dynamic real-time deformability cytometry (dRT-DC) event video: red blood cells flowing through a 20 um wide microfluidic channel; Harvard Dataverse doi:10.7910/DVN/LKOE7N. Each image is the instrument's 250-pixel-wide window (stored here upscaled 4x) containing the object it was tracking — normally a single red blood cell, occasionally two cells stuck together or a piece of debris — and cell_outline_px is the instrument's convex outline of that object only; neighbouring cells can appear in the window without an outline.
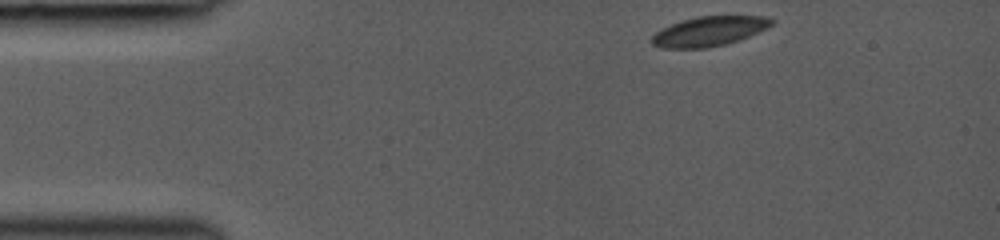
{"species": "common noctule bat (a hibernating species)", "species_latin": "Nyctalus noctula", "temperature_condition": "room temperature", "stored_images_in_passage": 40, "camera_frame_rate_fps": 3000, "um_per_image_px": 0.085, "animal": {"sex": "female", "body_mass_g": 19.0, "forearm_length_mm": 53.3}, "frame": {"image": 1, "passage_image": 1, "time_ms": 0.0, "image_size_px": [1000, 240], "cell_outline_px": [[776, 24], [768, 28], [740, 40], [708, 48], [660, 48], [652, 44], [652, 36], [656, 32], [680, 20], [696, 16], [768, 16], [776, 20]], "centroid_in_image_um": [60.34, 2.65], "position_along_channel_um": 24.7, "area_um2": 20.92}}
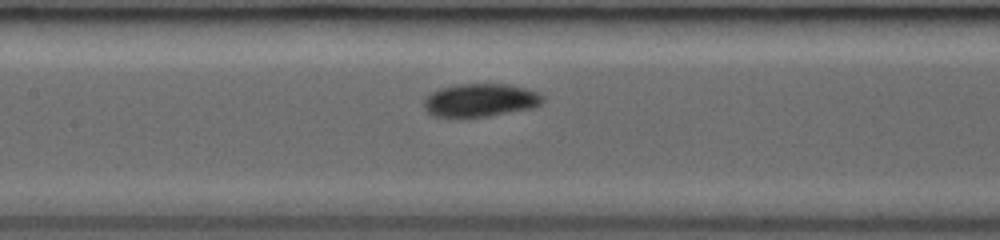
{"frame": {"image": 2, "passage_image": 15, "time_ms": 5.0, "image_size_px": [1000, 240], "cell_outline_px": [[544, 100], [540, 104], [532, 108], [488, 116], [460, 120], [432, 116], [424, 108], [424, 100], [432, 92], [440, 88], [456, 84], [508, 84], [524, 88], [536, 92], [544, 96]], "centroid_in_image_um": [40.77, 8.55], "position_along_channel_um": 166.6, "area_um2": 23.47}}
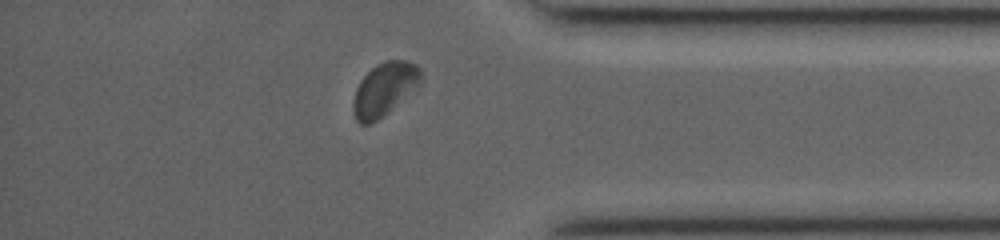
{"frame": {"image": 3, "passage_image": 35, "time_ms": 10.667, "image_size_px": [1000, 240], "cell_outline_px": [[424, 84], [420, 88], [372, 124], [360, 124], [356, 120], [352, 108], [352, 104], [356, 88], [360, 80], [376, 64], [384, 60], [404, 60], [416, 64], [420, 68], [424, 80]], "centroid_in_image_um": [32.74, 7.58], "position_along_channel_um": 402.5, "area_um2": 21.62}}